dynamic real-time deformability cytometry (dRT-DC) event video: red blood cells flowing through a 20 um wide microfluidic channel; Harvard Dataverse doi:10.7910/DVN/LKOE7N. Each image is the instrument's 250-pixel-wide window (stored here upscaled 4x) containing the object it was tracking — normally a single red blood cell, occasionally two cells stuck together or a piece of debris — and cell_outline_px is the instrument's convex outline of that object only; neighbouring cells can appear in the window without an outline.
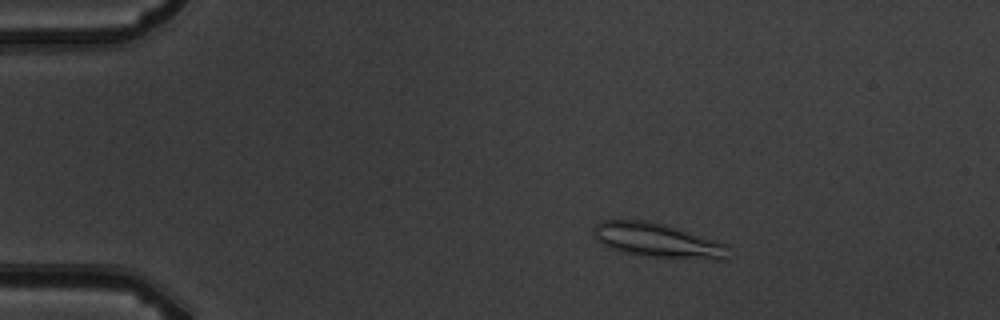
{"species": "common noctule bat (a hibernating species)", "species_latin": "Nyctalus noctula", "temperature_condition": "warm", "stored_images_in_passage": 5, "camera_frame_rate_fps": 3000, "um_per_image_px": 0.085, "animal": {"sex": "male", "body_mass_g": 19.5, "forearm_length_mm": 54.6}, "frame": {"image": 1, "passage_image": 2, "time_ms": 1.0, "image_size_px": [1000, 320], "cell_outline_px": [[728, 260], [716, 260], [636, 256], [608, 248], [596, 240], [592, 228], [596, 224], [604, 220], [644, 220], [664, 224], [716, 240], [728, 244]], "centroid_in_image_um": [55.89, 20.46], "position_along_channel_um": 29.1, "area_um2": 27.4}}